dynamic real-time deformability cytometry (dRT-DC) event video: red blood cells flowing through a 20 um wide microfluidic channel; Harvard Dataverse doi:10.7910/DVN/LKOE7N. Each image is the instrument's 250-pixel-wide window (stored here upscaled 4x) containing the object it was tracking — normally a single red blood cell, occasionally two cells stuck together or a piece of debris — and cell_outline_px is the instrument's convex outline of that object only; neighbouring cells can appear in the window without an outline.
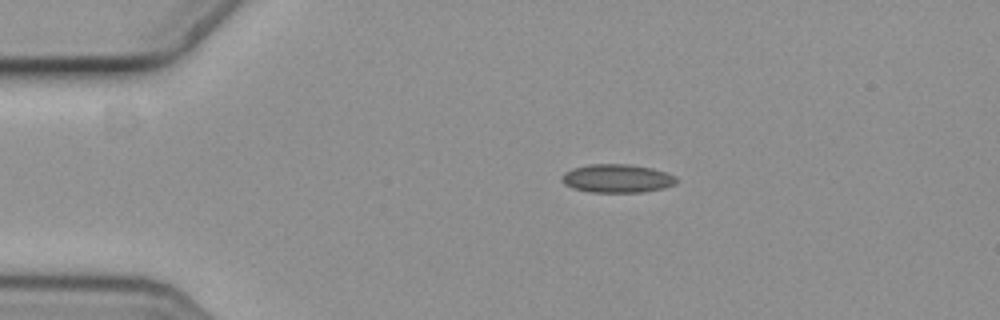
{"species": "common noctule bat (a hibernating species)", "species_latin": "Nyctalus noctula", "temperature_condition": "cold", "stored_images_in_passage": 10, "camera_frame_rate_fps": 3000, "um_per_image_px": 0.085, "animal": {"sex": "female", "body_mass_g": 19.3, "forearm_length_mm": 54.1}, "frame": {"image": 1, "passage_image": 2, "time_ms": 0.333, "image_size_px": [1000, 320], "cell_outline_px": [[676, 184], [664, 188], [640, 192], [588, 192], [572, 188], [564, 184], [560, 180], [564, 172], [572, 168], [588, 164], [628, 164], [652, 168], [676, 176]], "centroid_in_image_um": [52.41, 15.17], "position_along_channel_um": 32.6, "area_um2": 19.07}}
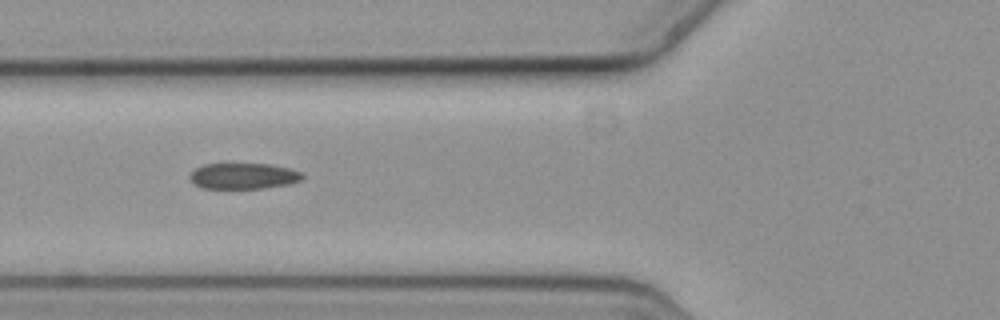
{"frame": {"image": 2, "passage_image": 5, "time_ms": 1.333, "image_size_px": [1000, 320], "cell_outline_px": [[304, 176], [300, 180], [288, 184], [264, 188], [200, 188], [192, 184], [188, 176], [196, 168], [204, 164], [272, 164], [288, 168], [300, 172]], "centroid_in_image_um": [20.64, 14.96], "position_along_channel_um": 105.2, "area_um2": 16.99}}
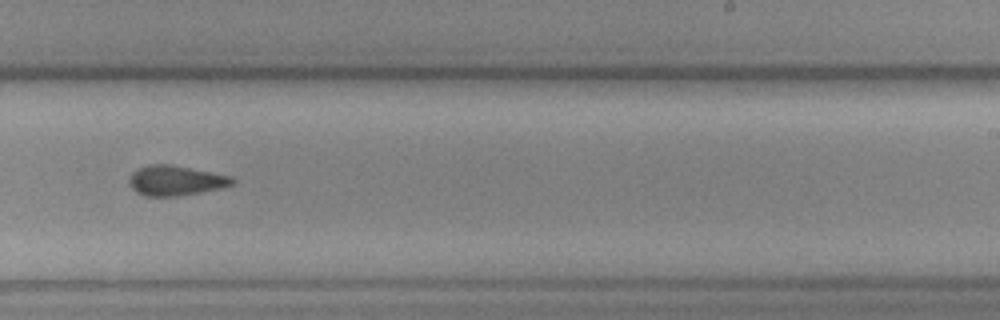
{"frame": {"image": 3, "passage_image": 9, "time_ms": 2.667, "image_size_px": [1000, 320], "cell_outline_px": [[236, 184], [220, 188], [200, 192], [176, 196], [144, 196], [136, 192], [132, 188], [128, 180], [132, 172], [148, 164], [172, 164], [232, 176], [236, 180]], "centroid_in_image_um": [14.95, 15.34], "position_along_channel_um": 274.1, "area_um2": 18.15}}